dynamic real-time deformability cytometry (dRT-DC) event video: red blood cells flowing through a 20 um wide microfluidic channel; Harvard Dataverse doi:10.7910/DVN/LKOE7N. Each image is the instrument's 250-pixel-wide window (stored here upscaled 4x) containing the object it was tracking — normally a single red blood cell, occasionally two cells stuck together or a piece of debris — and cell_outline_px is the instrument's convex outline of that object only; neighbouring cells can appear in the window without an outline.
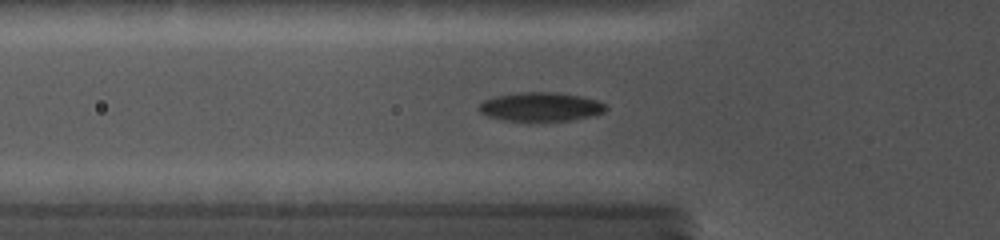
{"species": "common noctule bat (a hibernating species)", "species_latin": "Nyctalus noctula", "temperature_condition": "cold", "stored_images_in_passage": 8, "camera_frame_rate_fps": 5000, "um_per_image_px": 0.085, "animal": {"sex": "female", "body_mass_g": 19.0, "forearm_length_mm": 56.7}, "frame": {"image": 1, "passage_image": 6, "time_ms": 3.2, "image_size_px": [1000, 240], "cell_outline_px": [[608, 108], [604, 112], [572, 120], [504, 120], [488, 116], [480, 112], [480, 104], [484, 100], [500, 96], [524, 92], [544, 92], [576, 96], [596, 100], [608, 104]], "centroid_in_image_um": [45.99, 9.08], "position_along_channel_um": 79.8, "area_um2": 20.58}}